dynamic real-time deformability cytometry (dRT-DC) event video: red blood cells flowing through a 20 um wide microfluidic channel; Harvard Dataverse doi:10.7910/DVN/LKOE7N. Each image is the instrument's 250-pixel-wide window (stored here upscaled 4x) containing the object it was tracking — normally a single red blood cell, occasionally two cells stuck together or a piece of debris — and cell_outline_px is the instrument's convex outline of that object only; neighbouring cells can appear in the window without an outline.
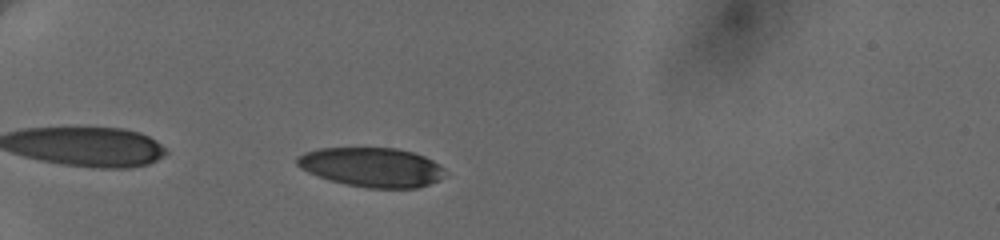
{"species": "human", "species_latin": "Homo sapiens", "temperature_condition": "cold", "stored_images_in_passage": 7, "camera_frame_rate_fps": 3000, "um_per_image_px": 0.085, "donor": {"sex": "female"}, "frame": {"image": 1, "passage_image": 5, "time_ms": 3.333, "image_size_px": [1000, 240], "cell_outline_px": [[444, 168], [440, 176], [436, 180], [428, 184], [416, 188], [368, 188], [328, 180], [308, 172], [296, 164], [296, 156], [304, 152], [320, 148], [396, 148], [412, 152], [424, 156], [440, 164]], "centroid_in_image_um": [31.55, 14.2], "position_along_channel_um": 53.4, "area_um2": 33.64}}